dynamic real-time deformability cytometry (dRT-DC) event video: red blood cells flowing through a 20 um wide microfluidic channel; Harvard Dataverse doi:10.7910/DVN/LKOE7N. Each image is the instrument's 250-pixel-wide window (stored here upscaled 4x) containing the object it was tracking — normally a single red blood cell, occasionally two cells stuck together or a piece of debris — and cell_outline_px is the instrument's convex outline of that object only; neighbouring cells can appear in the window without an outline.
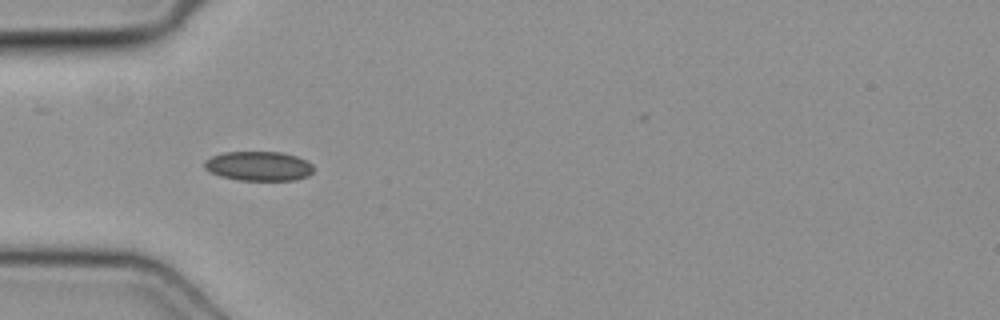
{"species": "common noctule bat (a hibernating species)", "species_latin": "Nyctalus noctula", "temperature_condition": "cold", "stored_images_in_passage": 37, "camera_frame_rate_fps": 3000, "um_per_image_px": 0.085, "animal": {"sex": "female", "body_mass_g": 19.3, "forearm_length_mm": 54.1}, "frame": {"image": 1, "passage_image": 3, "time_ms": 0.667, "image_size_px": [1000, 320], "cell_outline_px": [[312, 172], [308, 176], [296, 180], [236, 180], [220, 176], [208, 172], [204, 168], [204, 160], [212, 156], [224, 152], [280, 152], [296, 156], [312, 164]], "centroid_in_image_um": [21.94, 14.12], "position_along_channel_um": 63.1, "area_um2": 18.79}}
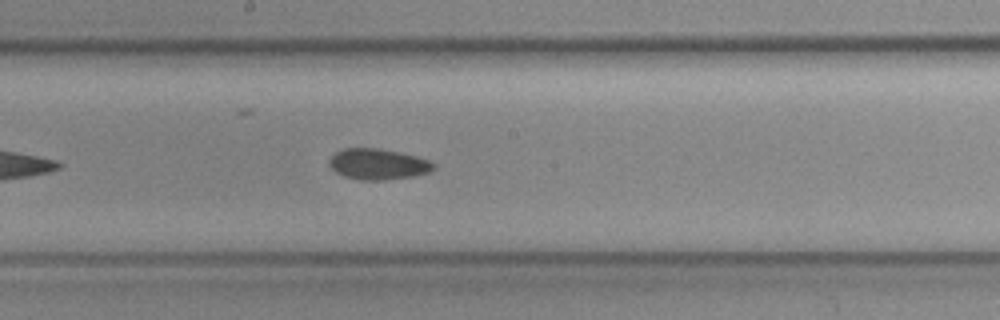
{"frame": {"image": 2, "passage_image": 14, "time_ms": 4.333, "image_size_px": [1000, 320], "cell_outline_px": [[436, 168], [428, 172], [416, 176], [384, 180], [360, 180], [344, 176], [336, 172], [328, 164], [328, 160], [336, 152], [344, 148], [380, 148], [416, 156], [428, 160], [436, 164]], "centroid_in_image_um": [32.14, 13.95], "position_along_channel_um": 216.1, "area_um2": 18.84}}
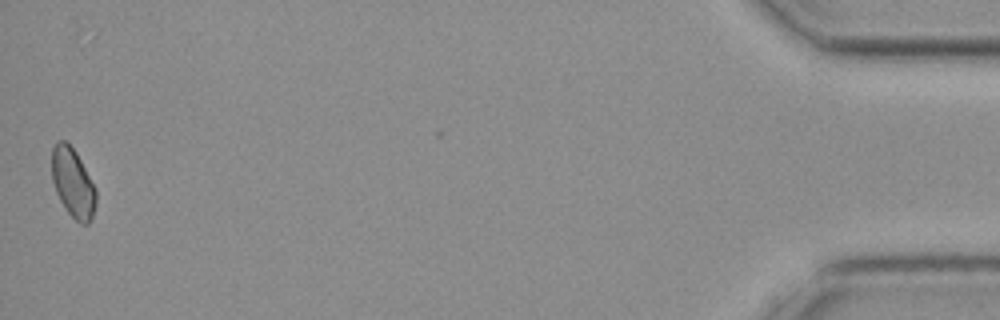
{"frame": {"image": 3, "passage_image": 36, "time_ms": 11.667, "image_size_px": [1000, 320], "cell_outline_px": [[96, 204], [92, 216], [88, 224], [80, 224], [68, 212], [60, 200], [56, 192], [52, 180], [52, 148], [56, 140], [64, 140], [76, 152], [96, 188]], "centroid_in_image_um": [6.19, 15.54], "position_along_channel_um": 429.0, "area_um2": 17.74}}